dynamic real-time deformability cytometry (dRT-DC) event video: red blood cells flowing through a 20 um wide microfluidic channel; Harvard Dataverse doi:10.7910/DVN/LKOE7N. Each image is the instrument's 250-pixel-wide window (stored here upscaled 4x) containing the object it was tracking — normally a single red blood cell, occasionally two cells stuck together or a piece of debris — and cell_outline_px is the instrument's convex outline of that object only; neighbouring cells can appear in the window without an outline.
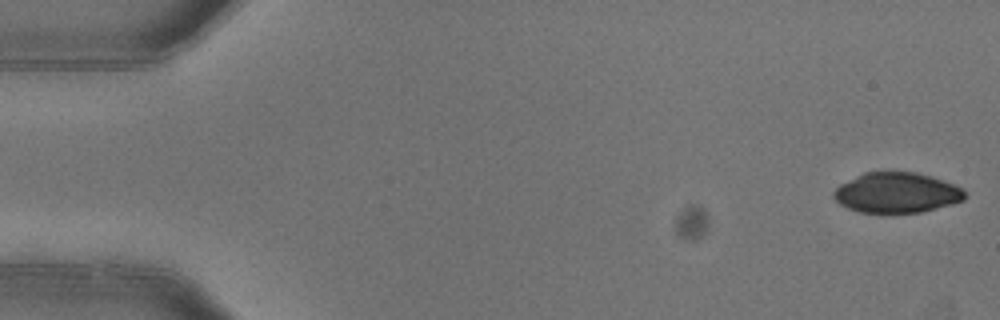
{"species": "common noctule bat (a hibernating species)", "species_latin": "Nyctalus noctula", "temperature_condition": "warm", "stored_images_in_passage": 4, "camera_frame_rate_fps": 3000, "um_per_image_px": 0.085, "animal": {"sex": "female"}, "frame": {"image": 1, "passage_image": 1, "time_ms": 0.0, "image_size_px": [1000, 320], "cell_outline_px": [[964, 200], [952, 204], [920, 212], [892, 216], [888, 216], [860, 212], [848, 208], [840, 204], [832, 196], [832, 192], [840, 184], [864, 172], [916, 172], [952, 184], [960, 188], [964, 192]], "centroid_in_image_um": [76.15, 16.43], "position_along_channel_um": 8.8, "area_um2": 31.21}}